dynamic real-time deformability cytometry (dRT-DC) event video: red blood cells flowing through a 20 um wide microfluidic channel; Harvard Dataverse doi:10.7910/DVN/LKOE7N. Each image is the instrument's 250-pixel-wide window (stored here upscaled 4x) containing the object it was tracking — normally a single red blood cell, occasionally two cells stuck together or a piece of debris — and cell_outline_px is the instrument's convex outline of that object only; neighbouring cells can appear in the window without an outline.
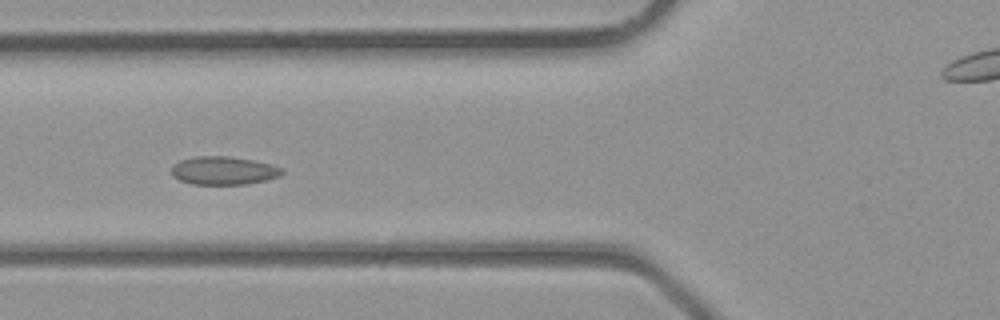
{"species": "common noctule bat (a hibernating species)", "species_latin": "Nyctalus noctula", "temperature_condition": "room temperature", "stored_images_in_passage": 40, "camera_frame_rate_fps": 3000, "um_per_image_px": 0.085, "animal": {"sex": "male", "body_mass_g": 23.1, "forearm_length_mm": 52.7}, "frame": {"image": 1, "passage_image": 15, "time_ms": 4.667, "image_size_px": [1000, 320], "cell_outline_px": [[284, 172], [280, 176], [264, 180], [244, 184], [192, 184], [180, 180], [172, 176], [172, 164], [180, 160], [196, 156], [232, 156], [272, 164], [284, 168]], "centroid_in_image_um": [19.01, 14.49], "position_along_channel_um": 106.8, "area_um2": 18.26}}
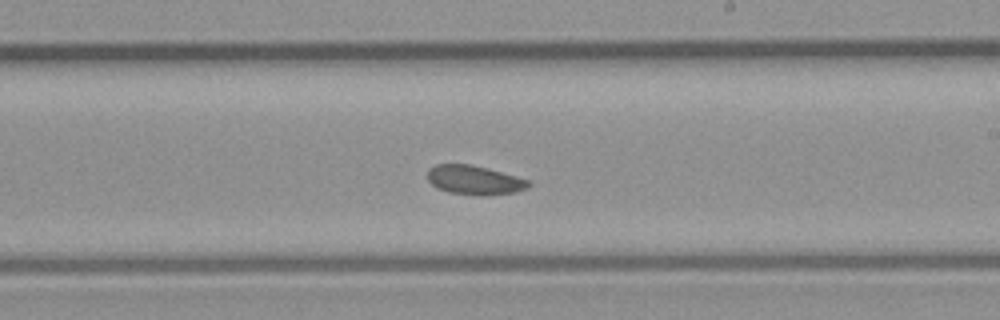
{"frame": {"image": 2, "passage_image": 23, "time_ms": 7.333, "image_size_px": [1000, 320], "cell_outline_px": [[532, 184], [528, 188], [516, 192], [480, 196], [448, 192], [436, 188], [428, 180], [428, 168], [436, 164], [472, 164], [516, 176], [528, 180]], "centroid_in_image_um": [40.32, 15.31], "position_along_channel_um": 248.7, "area_um2": 17.28}}
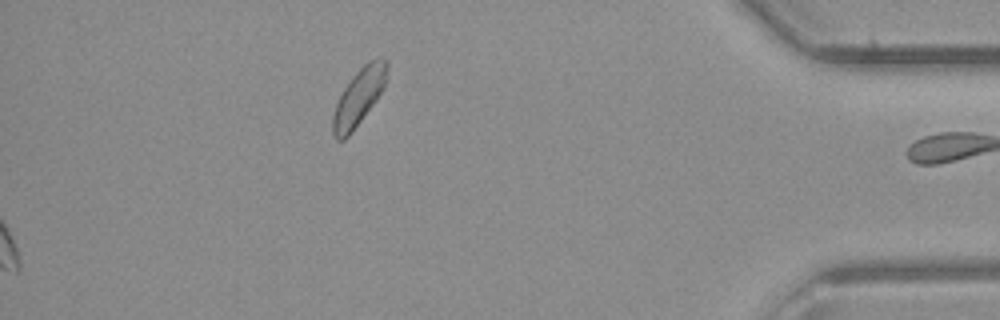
{"frame": {"image": 3, "passage_image": 40, "time_ms": 13.0, "image_size_px": [1000, 320], "cell_outline_px": [[388, 68], [384, 84], [376, 100], [352, 132], [344, 140], [336, 140], [332, 136], [332, 116], [336, 104], [344, 88], [352, 76], [368, 60], [380, 56], [388, 60]], "centroid_in_image_um": [30.48, 8.24], "position_along_channel_um": 404.7, "area_um2": 17.86}}